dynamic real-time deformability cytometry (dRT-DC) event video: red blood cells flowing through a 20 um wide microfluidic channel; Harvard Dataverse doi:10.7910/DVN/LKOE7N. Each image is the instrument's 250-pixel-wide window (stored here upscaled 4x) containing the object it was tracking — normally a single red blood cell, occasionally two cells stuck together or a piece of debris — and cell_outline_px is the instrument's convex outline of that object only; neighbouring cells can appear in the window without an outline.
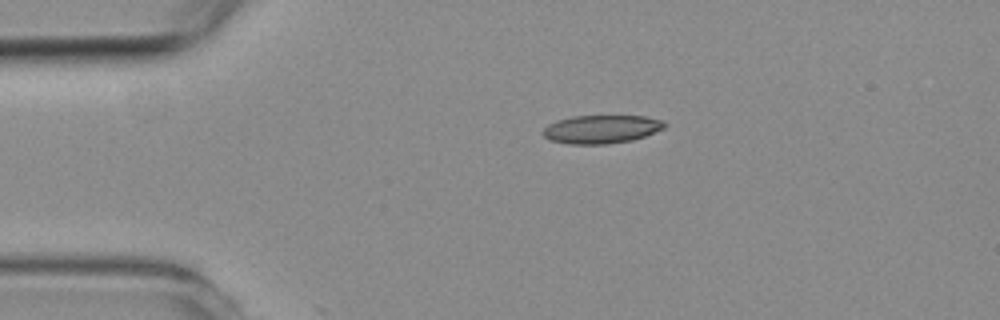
{"species": "common noctule bat (a hibernating species)", "species_latin": "Nyctalus noctula", "temperature_condition": "room temperature", "stored_images_in_passage": 3, "camera_frame_rate_fps": 3000, "um_per_image_px": 0.085, "animal": {"sex": "female", "body_mass_g": 19.3, "forearm_length_mm": 54.1}, "frame": {"image": 1, "passage_image": 2, "time_ms": 1.333, "image_size_px": [1000, 320], "cell_outline_px": [[668, 124], [664, 128], [644, 136], [632, 140], [608, 144], [568, 144], [552, 140], [544, 136], [540, 132], [548, 124], [556, 120], [572, 116], [644, 116], [664, 120]], "centroid_in_image_um": [51.11, 10.98], "position_along_channel_um": 33.9, "area_um2": 20.17}}